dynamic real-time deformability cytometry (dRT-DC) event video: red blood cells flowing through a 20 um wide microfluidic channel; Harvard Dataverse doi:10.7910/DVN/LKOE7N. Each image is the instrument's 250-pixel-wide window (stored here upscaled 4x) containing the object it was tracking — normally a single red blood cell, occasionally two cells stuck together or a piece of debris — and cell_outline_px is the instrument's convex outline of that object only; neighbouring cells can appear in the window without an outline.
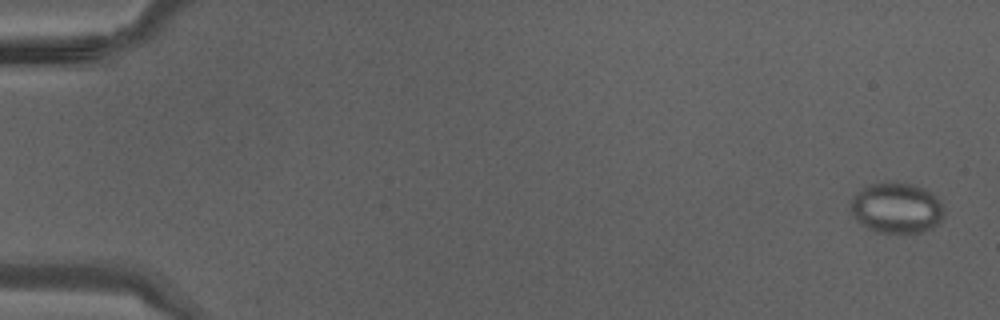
{"species": "Egyptian fruit bat (a non-hibernating species)", "species_latin": "Rousettus aegyptiacus", "temperature_condition": "warm", "stored_images_in_passage": 43, "camera_frame_rate_fps": 3000, "um_per_image_px": 0.085, "animal": {"sex": "male"}, "frame": {"image": 1, "passage_image": 2, "time_ms": 0.333, "image_size_px": [1000, 320], "cell_outline_px": [[944, 216], [932, 228], [920, 232], [904, 236], [876, 232], [860, 224], [856, 220], [852, 212], [852, 196], [864, 184], [888, 180], [892, 180], [924, 188], [936, 196], [944, 204]], "centroid_in_image_um": [76.2, 17.68], "position_along_channel_um": 8.8, "area_um2": 28.61}}
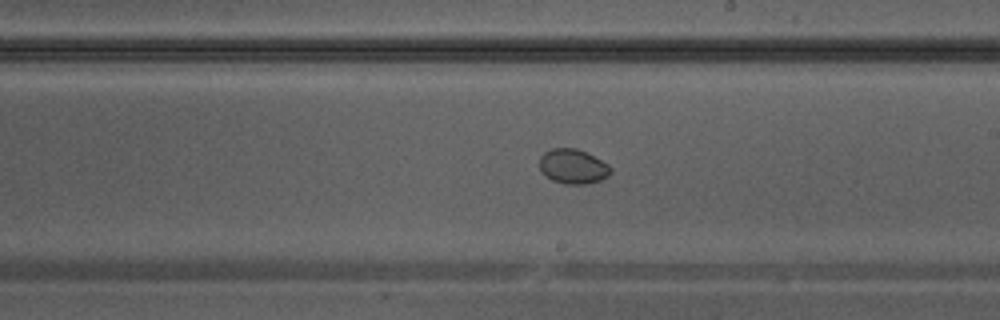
{"frame": {"image": 2, "passage_image": 26, "time_ms": 8.333, "image_size_px": [1000, 320], "cell_outline_px": [[612, 172], [608, 176], [600, 180], [588, 184], [564, 184], [552, 180], [540, 172], [540, 156], [544, 152], [552, 148], [576, 148], [608, 164], [612, 168]], "centroid_in_image_um": [48.69, 14.16], "position_along_channel_um": 240.3, "area_um2": 14.39}}
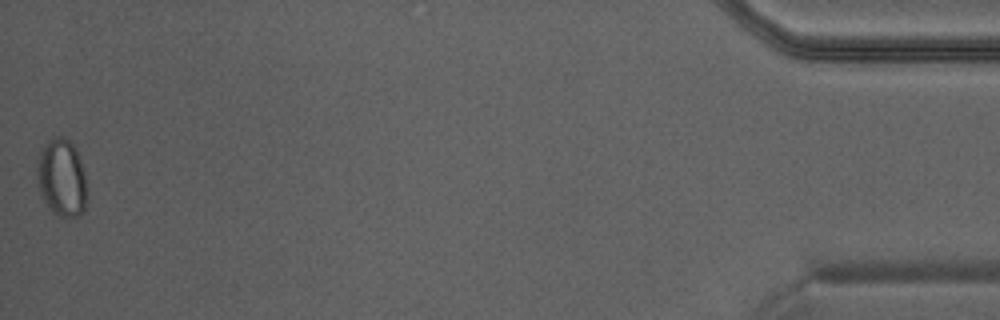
{"frame": {"image": 3, "passage_image": 43, "time_ms": 14.0, "image_size_px": [1000, 320], "cell_outline_px": [[88, 200], [80, 216], [60, 216], [52, 212], [48, 208], [40, 192], [36, 176], [36, 168], [40, 148], [48, 140], [56, 136], [64, 136], [76, 148], [80, 156], [84, 172], [88, 196]], "centroid_in_image_um": [5.25, 15.1], "position_along_channel_um": 429.9, "area_um2": 23.06}}